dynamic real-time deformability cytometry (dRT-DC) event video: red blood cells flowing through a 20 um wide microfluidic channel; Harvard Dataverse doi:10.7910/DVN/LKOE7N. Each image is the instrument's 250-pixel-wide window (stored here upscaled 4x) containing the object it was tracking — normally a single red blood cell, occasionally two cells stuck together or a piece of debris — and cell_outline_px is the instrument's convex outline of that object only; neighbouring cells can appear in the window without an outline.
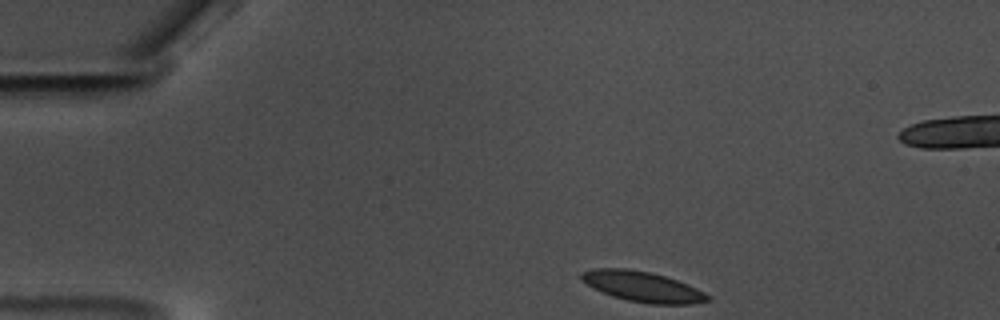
{"species": "common noctule bat (a hibernating species)", "species_latin": "Nyctalus noctula", "temperature_condition": "warm", "stored_images_in_passage": 41, "camera_frame_rate_fps": 3000, "um_per_image_px": 0.085, "animal": {"sex": "male", "body_mass_g": 17.5, "forearm_length_mm": 52.3}, "frame": {"image": 1, "passage_image": 1, "time_ms": 0.0, "image_size_px": [1000, 320], "cell_outline_px": [[712, 300], [692, 304], [648, 304], [628, 300], [612, 296], [592, 288], [580, 280], [580, 272], [592, 268], [628, 268], [648, 272], [664, 276], [688, 284], [712, 296]], "centroid_in_image_um": [54.6, 24.36], "position_along_channel_um": 30.4, "area_um2": 22.54}}
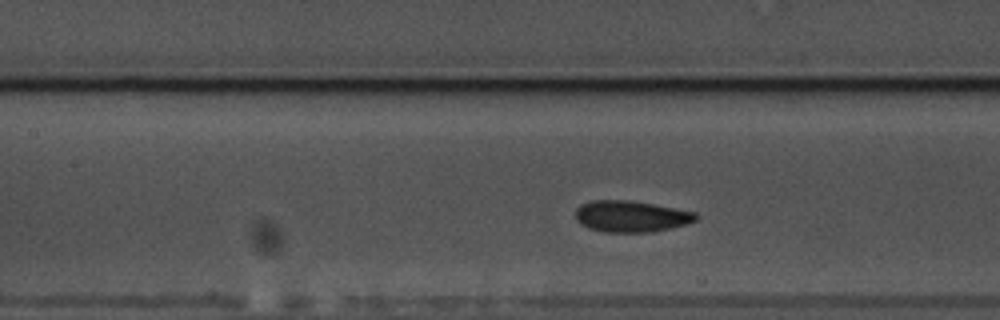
{"frame": {"image": 2, "passage_image": 17, "time_ms": 5.333, "image_size_px": [1000, 320], "cell_outline_px": [[700, 216], [696, 220], [688, 224], [672, 228], [652, 232], [604, 232], [588, 228], [580, 224], [576, 220], [576, 208], [580, 204], [592, 200], [628, 200], [652, 204], [696, 212]], "centroid_in_image_um": [53.64, 18.39], "position_along_channel_um": 153.8, "area_um2": 22.2}}
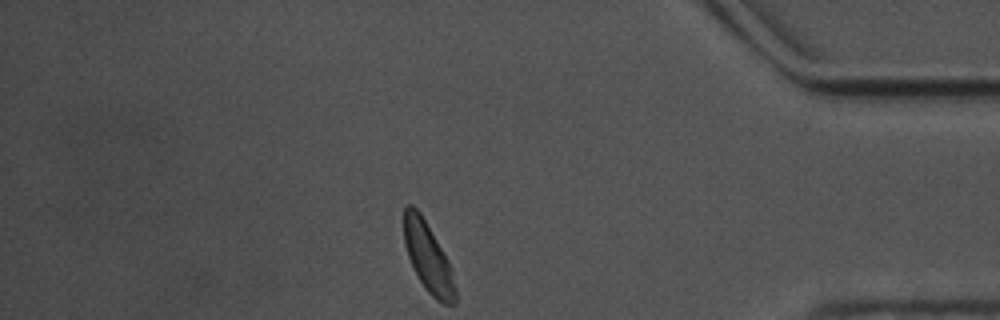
{"frame": {"image": 3, "passage_image": 41, "time_ms": 13.333, "image_size_px": [1000, 320], "cell_outline_px": [[456, 304], [444, 304], [436, 300], [428, 292], [420, 280], [408, 256], [404, 244], [404, 208], [408, 204], [412, 204], [420, 212], [448, 260], [452, 268], [456, 288]], "centroid_in_image_um": [36.4, 21.89], "position_along_channel_um": 398.8, "area_um2": 20.63}, "authors_computed_cell_mechanics": {"area_um2": 21.7328, "velocity_mm_per_s": 3.471, "shape_relaxation_time_tau1_ms": 3.7953, "shape_relaxation_time_tau2_ms": 1.5344, "deformation_change_tau1": 0.0996, "deformation_change_tau2": 0.0819}}